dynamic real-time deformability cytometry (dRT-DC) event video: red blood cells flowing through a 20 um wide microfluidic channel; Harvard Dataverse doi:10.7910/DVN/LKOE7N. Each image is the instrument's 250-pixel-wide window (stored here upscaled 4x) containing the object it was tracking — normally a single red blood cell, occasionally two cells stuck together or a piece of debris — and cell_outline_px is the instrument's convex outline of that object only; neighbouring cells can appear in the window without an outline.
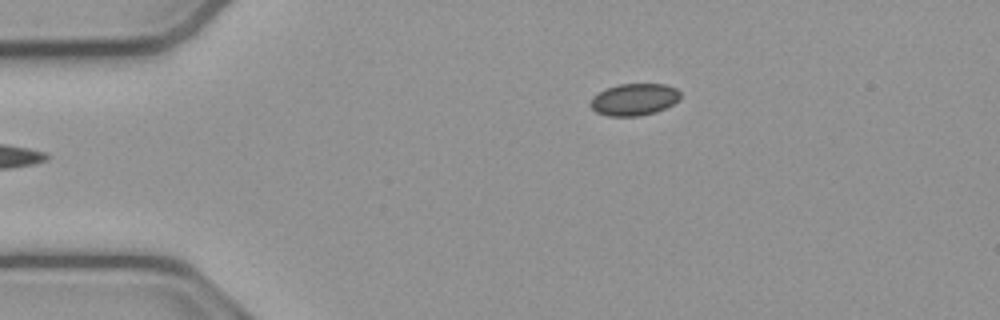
{"species": "common noctule bat (a hibernating species)", "species_latin": "Nyctalus noctula", "temperature_condition": "cold", "stored_images_in_passage": 37, "camera_frame_rate_fps": 3000, "um_per_image_px": 0.085, "animal": {"sex": "male", "body_mass_g": 23.1, "forearm_length_mm": 52.7}, "frame": {"image": 1, "passage_image": 1, "time_ms": 0.0, "image_size_px": [1000, 320], "cell_outline_px": [[680, 96], [672, 104], [656, 112], [640, 116], [608, 116], [596, 112], [588, 104], [592, 96], [604, 88], [620, 84], [664, 84], [676, 88], [680, 92]], "centroid_in_image_um": [53.85, 8.45], "position_along_channel_um": 31.2, "area_um2": 16.82}}
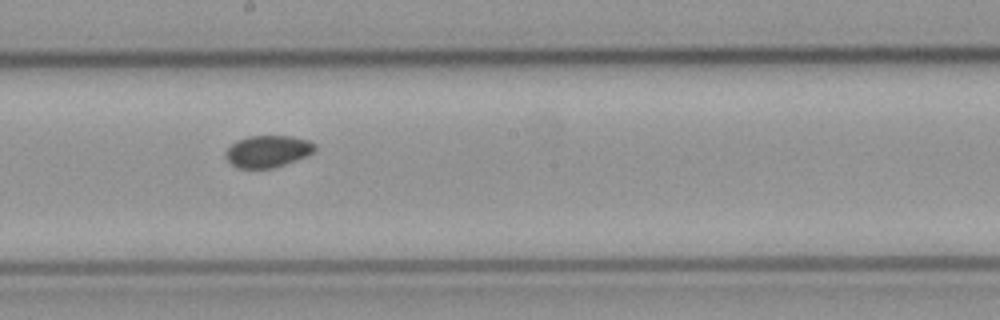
{"frame": {"image": 2, "passage_image": 20, "time_ms": 6.333, "image_size_px": [1000, 320], "cell_outline_px": [[316, 148], [312, 152], [296, 160], [272, 168], [236, 168], [224, 156], [224, 152], [236, 140], [248, 136], [292, 136], [308, 140], [316, 144]], "centroid_in_image_um": [22.73, 12.85], "position_along_channel_um": 225.5, "area_um2": 16.53}}
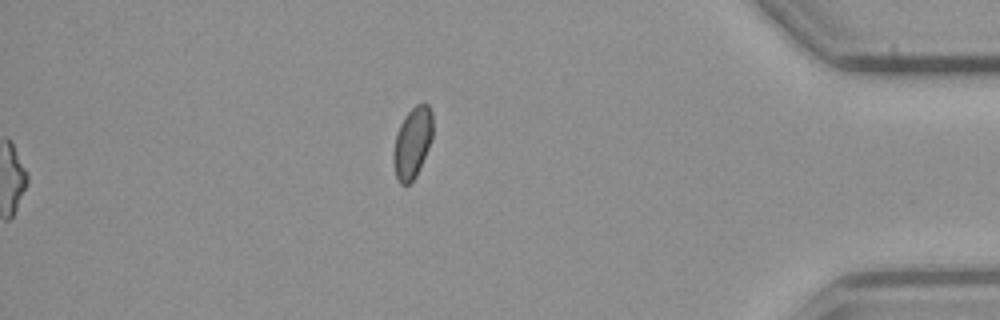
{"frame": {"image": 3, "passage_image": 37, "time_ms": 12.0, "image_size_px": [1000, 320], "cell_outline_px": [[432, 140], [416, 176], [408, 184], [400, 184], [396, 176], [392, 160], [392, 152], [396, 136], [400, 124], [404, 116], [416, 104], [428, 104], [432, 112]], "centroid_in_image_um": [35.04, 12.13], "position_along_channel_um": 400.2, "area_um2": 16.3}, "authors_computed_cell_mechanics": {"area_um2": 16.8198, "velocity_mm_per_s": 3.8257, "shape_relaxation_time_tau1_ms": null, "shape_relaxation_time_tau2_ms": 10.6479, "deformation_change_tau1": null, "deformation_change_tau2": 0.0877}}